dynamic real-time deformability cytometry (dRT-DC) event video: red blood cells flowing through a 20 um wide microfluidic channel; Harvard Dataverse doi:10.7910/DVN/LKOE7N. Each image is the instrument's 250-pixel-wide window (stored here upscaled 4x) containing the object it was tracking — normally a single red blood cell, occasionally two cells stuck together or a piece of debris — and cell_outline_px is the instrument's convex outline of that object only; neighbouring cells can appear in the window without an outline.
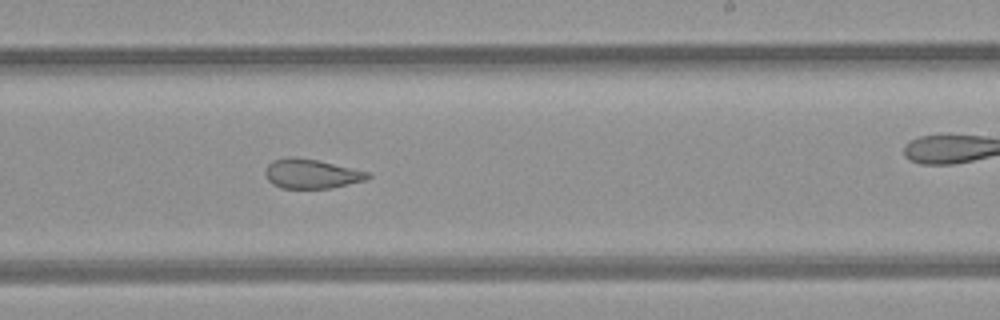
{"species": "common noctule bat (a hibernating species)", "species_latin": "Nyctalus noctula", "temperature_condition": "room temperature", "stored_images_in_passage": 36, "camera_frame_rate_fps": 3000, "um_per_image_px": 0.085, "animal": {"sex": "female", "body_mass_g": 21.9}, "frame": {"image": 1, "passage_image": 16, "time_ms": 5.0, "image_size_px": [1000, 320], "cell_outline_px": [[372, 176], [368, 180], [332, 188], [280, 188], [272, 184], [268, 180], [264, 172], [268, 164], [272, 160], [292, 156], [316, 160], [368, 172]], "centroid_in_image_um": [26.46, 14.78], "position_along_channel_um": 262.5, "area_um2": 17.57}, "authors_computed_cell_mechanics": {"area_um2": 19.5942, "velocity_mm_per_s": 4.2631, "shape_relaxation_time_tau1_ms": null, "shape_relaxation_time_tau2_ms": 1.7978, "deformation_change_tau1": null, "deformation_change_tau2": 0.0893}}